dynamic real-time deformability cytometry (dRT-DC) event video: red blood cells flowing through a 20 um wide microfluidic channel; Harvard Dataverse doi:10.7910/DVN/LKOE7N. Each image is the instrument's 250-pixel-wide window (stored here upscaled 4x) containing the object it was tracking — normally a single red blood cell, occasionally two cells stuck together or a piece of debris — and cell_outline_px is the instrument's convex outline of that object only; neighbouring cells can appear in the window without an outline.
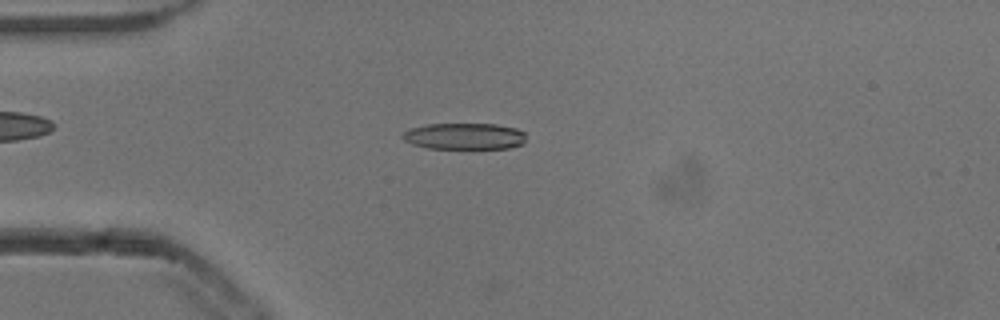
{"species": "common noctule bat (a hibernating species)", "species_latin": "Nyctalus noctula", "temperature_condition": "cold", "stored_images_in_passage": 50, "camera_frame_rate_fps": 3000, "um_per_image_px": 0.085, "animal": {"sex": "male", "body_mass_g": 13.3}, "frame": {"image": 1, "passage_image": 11, "time_ms": 3.333, "image_size_px": [1000, 320], "cell_outline_px": [[524, 144], [508, 148], [428, 148], [412, 144], [404, 140], [400, 136], [408, 128], [428, 124], [496, 124], [516, 128], [524, 132]], "centroid_in_image_um": [39.45, 11.57], "position_along_channel_um": 45.5, "area_um2": 19.02}}
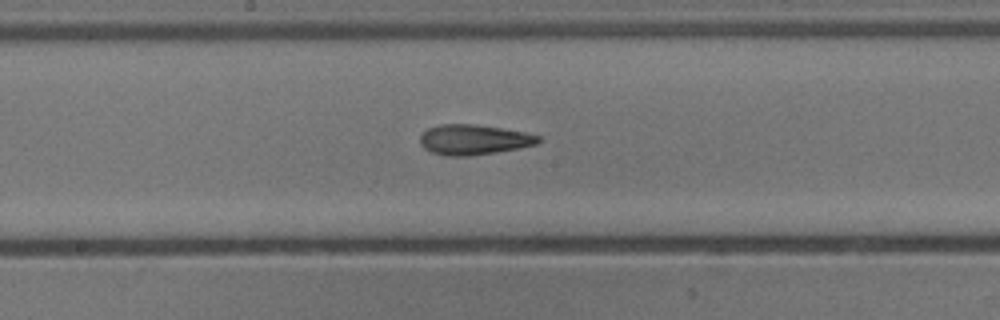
{"frame": {"image": 2, "passage_image": 25, "time_ms": 8.0, "image_size_px": [1000, 320], "cell_outline_px": [[540, 140], [536, 144], [520, 148], [496, 152], [468, 156], [448, 156], [432, 152], [424, 148], [420, 144], [420, 136], [428, 128], [440, 124], [476, 124], [524, 132], [540, 136]], "centroid_in_image_um": [40.25, 11.87], "position_along_channel_um": 207.9, "area_um2": 20.69}}
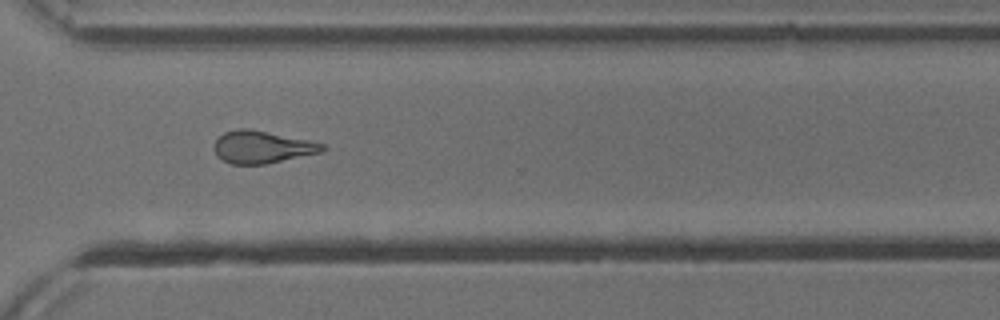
{"frame": {"image": 3, "passage_image": 36, "time_ms": 11.667, "image_size_px": [1000, 320], "cell_outline_px": [[328, 148], [320, 152], [268, 164], [232, 164], [216, 156], [212, 148], [216, 140], [224, 132], [236, 128], [248, 128], [308, 140], [324, 144]], "centroid_in_image_um": [22.24, 12.5], "position_along_channel_um": 348.4, "area_um2": 20.46}}